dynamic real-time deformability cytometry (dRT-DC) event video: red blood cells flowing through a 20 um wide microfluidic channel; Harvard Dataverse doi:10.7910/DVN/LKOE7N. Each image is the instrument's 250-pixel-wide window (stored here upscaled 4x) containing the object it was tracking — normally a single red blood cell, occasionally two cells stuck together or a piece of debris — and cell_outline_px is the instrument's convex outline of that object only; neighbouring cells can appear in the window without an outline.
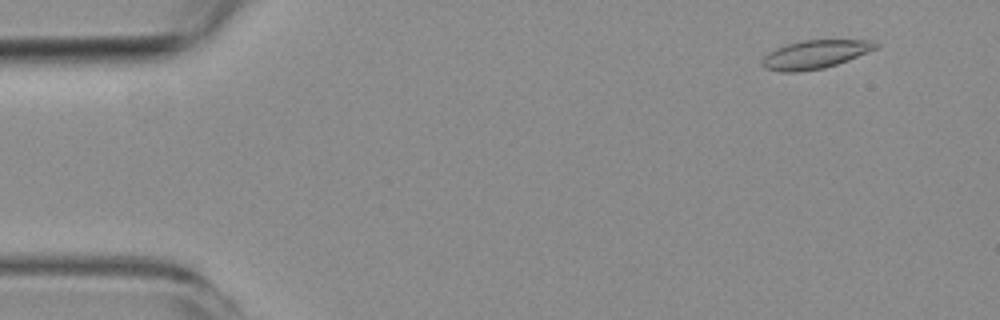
{"species": "common noctule bat (a hibernating species)", "species_latin": "Nyctalus noctula", "temperature_condition": "room temperature", "stored_images_in_passage": 4, "camera_frame_rate_fps": 3000, "um_per_image_px": 0.085, "animal": {"sex": "female", "body_mass_g": 19.3, "forearm_length_mm": 54.1}, "frame": {"image": 1, "passage_image": 1, "time_ms": 0.0, "image_size_px": [1000, 320], "cell_outline_px": [[880, 44], [876, 48], [848, 60], [824, 68], [800, 72], [780, 72], [764, 68], [760, 64], [764, 56], [768, 52], [784, 44], [804, 40], [868, 40]], "centroid_in_image_um": [69.21, 4.63], "position_along_channel_um": 15.8, "area_um2": 18.84}}
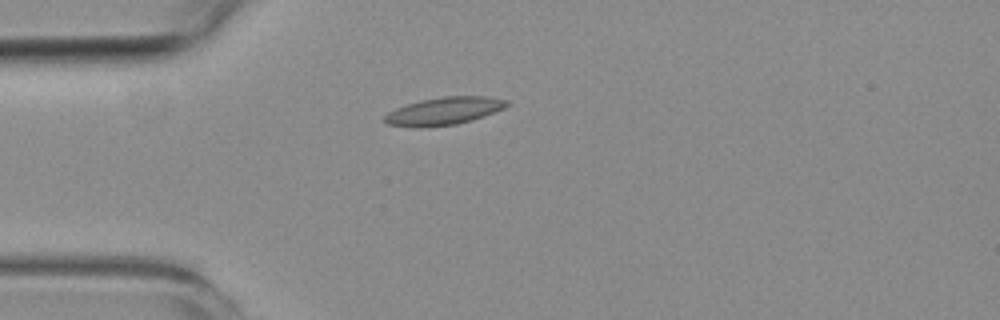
{"frame": {"image": 2, "passage_image": 4, "time_ms": 3.333, "image_size_px": [1000, 320], "cell_outline_px": [[512, 104], [504, 108], [472, 120], [456, 124], [416, 128], [388, 124], [384, 120], [384, 116], [388, 112], [396, 108], [420, 100], [440, 96], [488, 96], [508, 100]], "centroid_in_image_um": [37.76, 9.43], "position_along_channel_um": 47.2, "area_um2": 19.77}}